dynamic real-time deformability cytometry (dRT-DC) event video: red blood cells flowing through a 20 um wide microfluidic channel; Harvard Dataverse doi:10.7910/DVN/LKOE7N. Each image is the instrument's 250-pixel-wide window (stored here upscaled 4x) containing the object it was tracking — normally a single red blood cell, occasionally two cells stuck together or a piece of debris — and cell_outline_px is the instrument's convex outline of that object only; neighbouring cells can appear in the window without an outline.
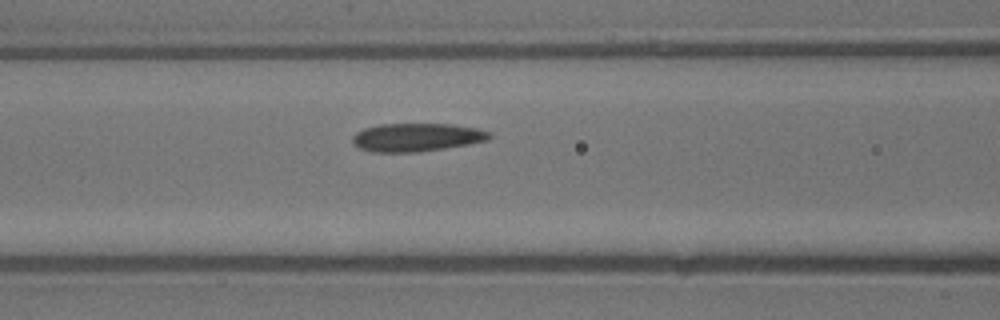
{"species": "common noctule bat (a hibernating species)", "species_latin": "Nyctalus noctula", "temperature_condition": "warm", "stored_images_in_passage": 17, "camera_frame_rate_fps": 3000, "um_per_image_px": 0.085, "animal": {"sex": "male", "body_mass_g": 13.3}, "frame": {"image": 1, "passage_image": 4, "time_ms": 1.0, "image_size_px": [1000, 320], "cell_outline_px": [[492, 136], [488, 140], [468, 144], [420, 152], [372, 152], [360, 148], [352, 144], [352, 136], [356, 132], [364, 128], [380, 124], [452, 124], [476, 128], [488, 132]], "centroid_in_image_um": [35.37, 11.67], "position_along_channel_um": 131.2, "area_um2": 22.54}}
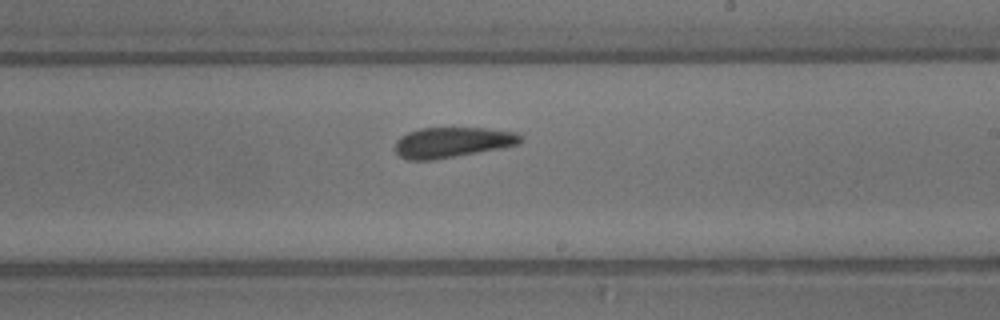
{"frame": {"image": 2, "passage_image": 10, "time_ms": 3.0, "image_size_px": [1000, 320], "cell_outline_px": [[524, 140], [520, 144], [500, 148], [456, 156], [432, 160], [408, 160], [400, 156], [396, 152], [396, 140], [400, 136], [408, 132], [420, 128], [484, 128], [516, 132], [524, 136]], "centroid_in_image_um": [38.47, 12.09], "position_along_channel_um": 250.5, "area_um2": 22.25}}
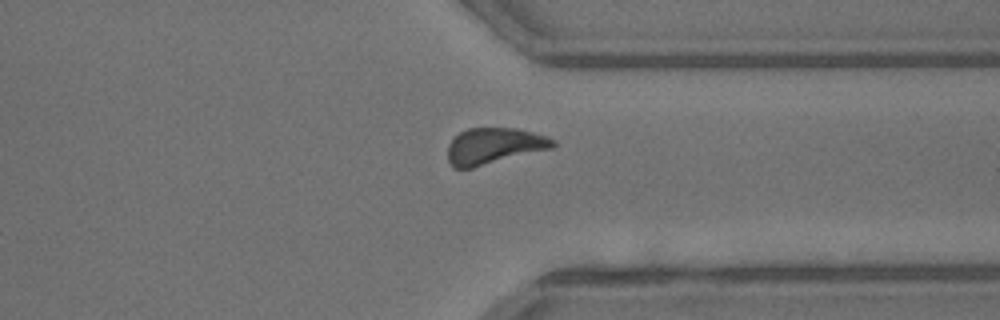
{"frame": {"image": 3, "passage_image": 16, "time_ms": 5.0, "image_size_px": [1000, 320], "cell_outline_px": [[556, 148], [472, 168], [452, 168], [448, 160], [448, 144], [460, 132], [468, 128], [516, 128], [548, 136], [556, 140]], "centroid_in_image_um": [42.04, 12.42], "position_along_channel_um": 369.4, "area_um2": 22.54}}